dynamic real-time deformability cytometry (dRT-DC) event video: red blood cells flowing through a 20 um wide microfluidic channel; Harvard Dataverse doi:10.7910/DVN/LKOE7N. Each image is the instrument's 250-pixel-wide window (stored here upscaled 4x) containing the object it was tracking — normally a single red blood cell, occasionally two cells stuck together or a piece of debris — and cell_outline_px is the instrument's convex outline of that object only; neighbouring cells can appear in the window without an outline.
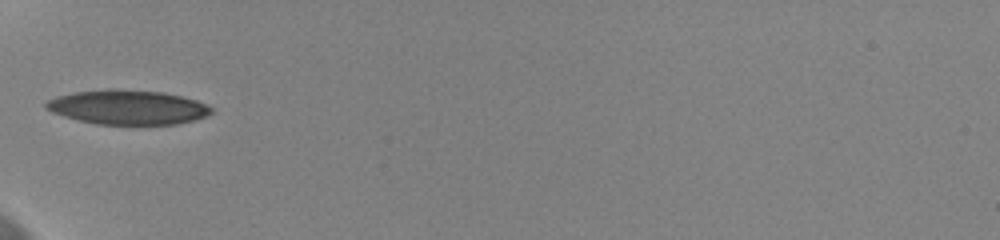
{"species": "human", "species_latin": "Homo sapiens", "temperature_condition": "cold", "stored_images_in_passage": 36, "camera_frame_rate_fps": 3000, "um_per_image_px": 0.085, "donor": {"sex": "female"}, "frame": {"image": 1, "passage_image": 1, "time_ms": 0.0, "image_size_px": [1000, 240], "cell_outline_px": [[212, 112], [208, 116], [176, 124], [96, 124], [64, 116], [52, 112], [44, 108], [44, 104], [48, 100], [56, 96], [76, 92], [108, 88], [112, 88], [164, 92], [196, 100], [208, 104], [212, 108]], "centroid_in_image_um": [10.86, 9.1], "position_along_channel_um": 74.1, "area_um2": 33.23}}
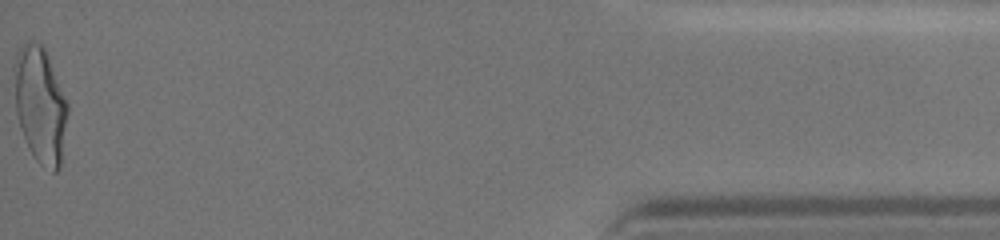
{"frame": {"image": 2, "passage_image": 36, "time_ms": 11.667, "image_size_px": [1000, 240], "cell_outline_px": [[68, 112], [60, 168], [56, 172], [52, 172], [40, 164], [36, 160], [28, 148], [20, 128], [16, 112], [12, 68], [16, 56], [20, 48], [28, 40], [40, 44], [44, 48], [68, 104]], "centroid_in_image_um": [3.39, 8.94], "position_along_channel_um": 431.8, "area_um2": 36.18}, "authors_computed_cell_mechanics": {"area_um2": 33.4951, "velocity_mm_per_s": 3.6493, "shape_relaxation_time_tau1_ms": 3.7166, "shape_relaxation_time_tau2_ms": 0.7431, "deformation_change_tau1": 0.169, "deformation_change_tau2": 0.0531}}